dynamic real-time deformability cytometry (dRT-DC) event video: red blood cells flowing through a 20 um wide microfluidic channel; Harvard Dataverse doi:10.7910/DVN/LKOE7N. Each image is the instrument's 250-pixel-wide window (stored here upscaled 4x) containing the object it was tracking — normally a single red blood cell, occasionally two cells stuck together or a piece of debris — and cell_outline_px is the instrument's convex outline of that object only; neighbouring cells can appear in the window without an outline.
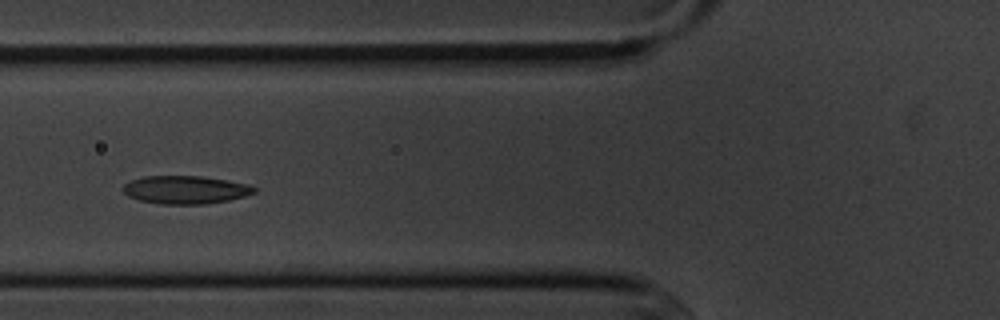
{"species": "common noctule bat (a hibernating species)", "species_latin": "Nyctalus noctula", "temperature_condition": "cold", "stored_images_in_passage": 14, "segment_of_instrument_passage": [1, 2], "camera_frame_rate_fps": 3000, "um_per_image_px": 0.085, "animal": {"sex": "male", "body_mass_g": 20.1, "forearm_length_mm": 53.5}, "frame": {"image": 1, "passage_image": 4, "time_ms": 4.333, "image_size_px": [1000, 320], "cell_outline_px": [[256, 192], [244, 196], [228, 200], [204, 204], [160, 204], [140, 200], [128, 196], [120, 188], [124, 184], [132, 180], [144, 176], [200, 176], [248, 184], [256, 188]], "centroid_in_image_um": [15.73, 16.13], "position_along_channel_um": 110.1, "area_um2": 21.33}}
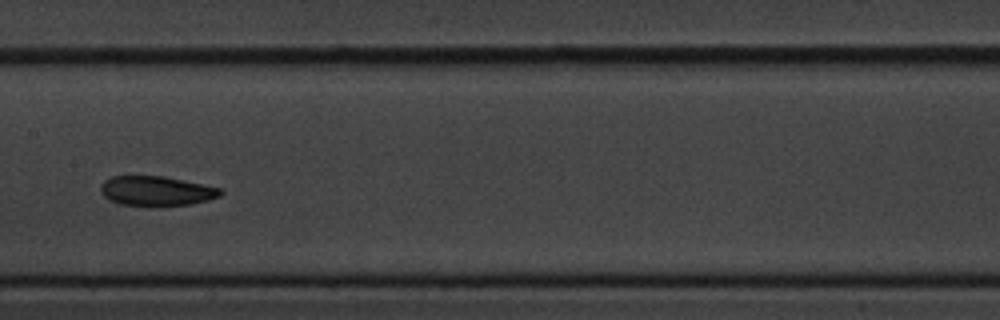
{"frame": {"image": 2, "passage_image": 6, "time_ms": 6.667, "image_size_px": [1000, 320], "cell_outline_px": [[224, 192], [220, 196], [208, 200], [192, 204], [156, 208], [120, 204], [104, 196], [100, 192], [100, 184], [104, 180], [112, 176], [164, 176], [220, 188]], "centroid_in_image_um": [13.28, 16.26], "position_along_channel_um": 194.1, "area_um2": 21.21}}
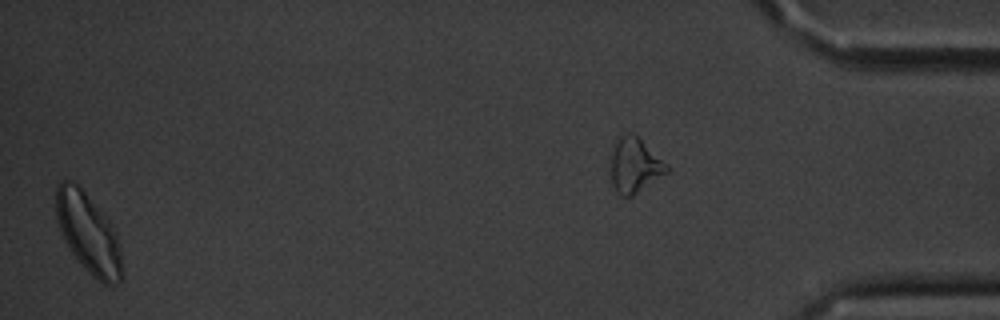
{"frame": {"image": 3, "passage_image": 13, "time_ms": 15.667, "image_size_px": [1000, 320], "cell_outline_px": [[120, 280], [112, 284], [104, 284], [92, 276], [84, 268], [72, 252], [56, 220], [56, 184], [60, 180], [72, 180], [84, 192], [108, 220], [116, 232], [120, 244]], "centroid_in_image_um": [7.48, 19.79], "position_along_channel_um": 427.7, "area_um2": 29.88}}